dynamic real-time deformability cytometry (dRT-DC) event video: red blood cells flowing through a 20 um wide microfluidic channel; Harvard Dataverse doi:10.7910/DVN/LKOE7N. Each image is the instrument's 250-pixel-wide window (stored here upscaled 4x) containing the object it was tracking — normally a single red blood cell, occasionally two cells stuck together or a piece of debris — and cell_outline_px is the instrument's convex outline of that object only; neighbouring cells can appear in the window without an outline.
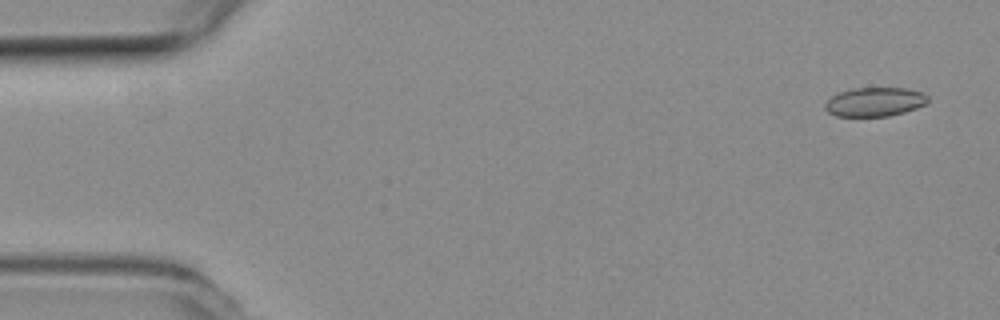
{"species": "common noctule bat (a hibernating species)", "species_latin": "Nyctalus noctula", "temperature_condition": "room temperature", "stored_images_in_passage": 6, "camera_frame_rate_fps": 3000, "um_per_image_px": 0.085, "animal": {"sex": "female", "body_mass_g": 19.3, "forearm_length_mm": 54.1}, "frame": {"image": 1, "passage_image": 3, "time_ms": 0.667, "image_size_px": [1000, 320], "cell_outline_px": [[928, 100], [924, 104], [916, 108], [904, 112], [888, 116], [836, 116], [828, 112], [824, 108], [824, 104], [832, 96], [840, 92], [852, 88], [904, 88], [924, 92], [928, 96]], "centroid_in_image_um": [74.35, 8.66], "position_along_channel_um": 10.7, "area_um2": 17.34}}